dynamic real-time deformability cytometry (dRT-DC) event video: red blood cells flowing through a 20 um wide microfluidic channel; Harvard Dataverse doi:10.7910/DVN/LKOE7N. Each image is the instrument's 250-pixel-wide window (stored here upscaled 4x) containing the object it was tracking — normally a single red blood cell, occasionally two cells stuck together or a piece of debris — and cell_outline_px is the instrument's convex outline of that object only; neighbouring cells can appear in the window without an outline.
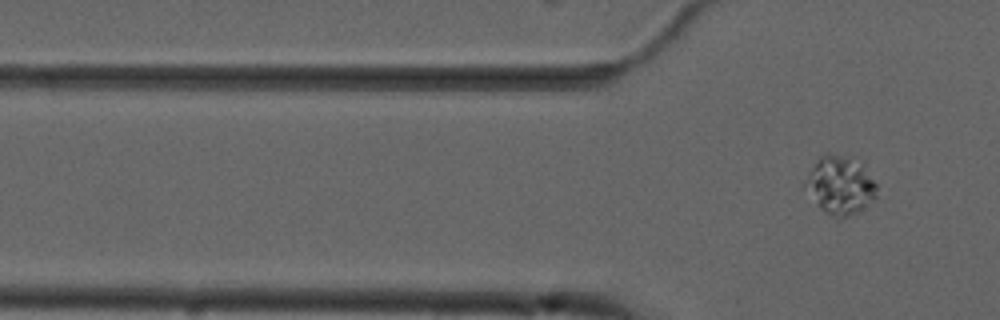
{"species": "common noctule bat (a hibernating species)", "species_latin": "Nyctalus noctula", "temperature_condition": "cold", "stored_images_in_passage": 6, "camera_frame_rate_fps": 3000, "um_per_image_px": 0.085, "animal": {"sex": "male", "forearm_length_mm": 52.5}, "frame": {"image": 1, "passage_image": 6, "time_ms": 7.0, "image_size_px": [1000, 320], "cell_outline_px": [[876, 196], [872, 200], [856, 212], [848, 216], [836, 220], [824, 212], [820, 208], [804, 184], [812, 168], [820, 156], [824, 152], [828, 152], [852, 156], [864, 164], [876, 184]], "centroid_in_image_um": [71.44, 15.71], "position_along_channel_um": 54.4, "area_um2": 24.22}}